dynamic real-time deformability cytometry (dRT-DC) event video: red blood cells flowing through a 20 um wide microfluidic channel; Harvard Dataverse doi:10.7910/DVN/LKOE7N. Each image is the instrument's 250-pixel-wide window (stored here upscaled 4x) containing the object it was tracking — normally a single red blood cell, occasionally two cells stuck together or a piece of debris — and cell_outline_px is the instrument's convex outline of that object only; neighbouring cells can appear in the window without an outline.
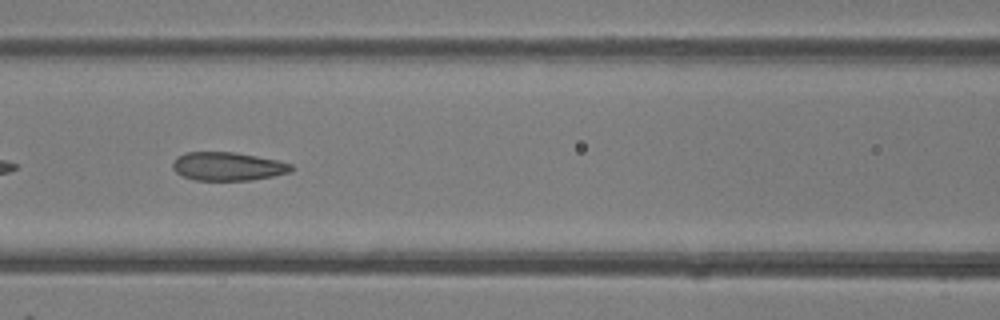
{"species": "common noctule bat (a hibernating species)", "species_latin": "Nyctalus noctula", "temperature_condition": "room temperature", "stored_images_in_passage": 34, "camera_frame_rate_fps": 3000, "um_per_image_px": 0.085, "animal": {"sex": "female"}, "frame": {"image": 1, "passage_image": 20, "time_ms": 6.333, "image_size_px": [1000, 320], "cell_outline_px": [[292, 172], [252, 180], [196, 180], [184, 176], [176, 172], [172, 168], [172, 164], [176, 156], [184, 152], [236, 152], [276, 160], [292, 164]], "centroid_in_image_um": [19.34, 14.13], "position_along_channel_um": 147.3, "area_um2": 19.65}}
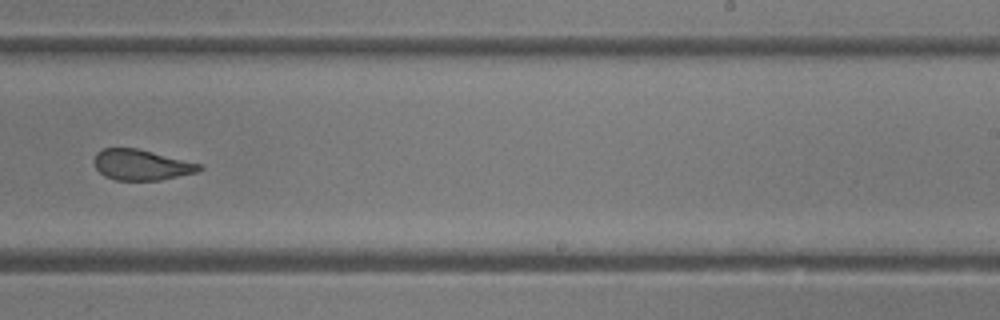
{"frame": {"image": 2, "passage_image": 29, "time_ms": 9.333, "image_size_px": [1000, 320], "cell_outline_px": [[204, 168], [200, 172], [160, 180], [116, 180], [104, 176], [96, 168], [92, 160], [96, 152], [104, 148], [136, 148], [200, 164]], "centroid_in_image_um": [12.0, 14.02], "position_along_channel_um": 277.0, "area_um2": 18.79}}